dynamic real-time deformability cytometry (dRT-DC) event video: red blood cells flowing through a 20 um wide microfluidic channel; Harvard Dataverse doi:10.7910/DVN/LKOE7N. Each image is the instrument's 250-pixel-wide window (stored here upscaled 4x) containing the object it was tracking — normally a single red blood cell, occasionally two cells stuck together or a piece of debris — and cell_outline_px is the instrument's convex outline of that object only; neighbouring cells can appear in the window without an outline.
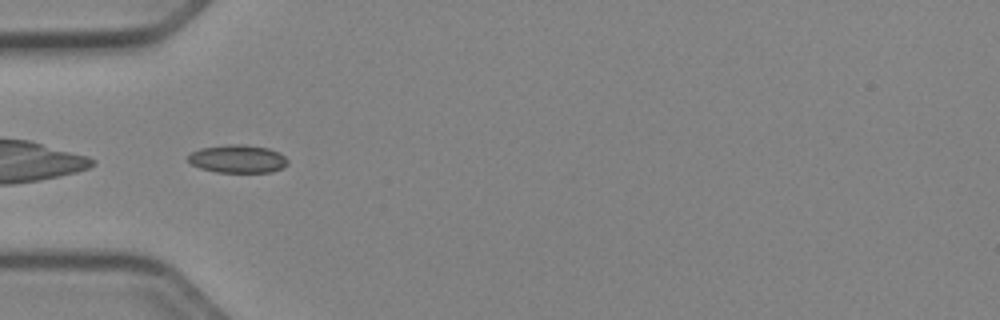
{"species": "Egyptian fruit bat (a non-hibernating species)", "species_latin": "Rousettus aegyptiacus", "temperature_condition": "cold", "stored_images_in_passage": 36, "camera_frame_rate_fps": 3000, "um_per_image_px": 0.085, "animal": {"sex": "female"}, "frame": {"image": 1, "passage_image": 1, "time_ms": 0.0, "image_size_px": [1000, 320], "cell_outline_px": [[288, 164], [272, 172], [216, 172], [200, 168], [192, 164], [188, 160], [188, 156], [192, 152], [200, 148], [228, 144], [244, 144], [268, 148], [280, 152], [288, 160]], "centroid_in_image_um": [20.21, 13.49], "position_along_channel_um": 64.8, "area_um2": 16.3}}
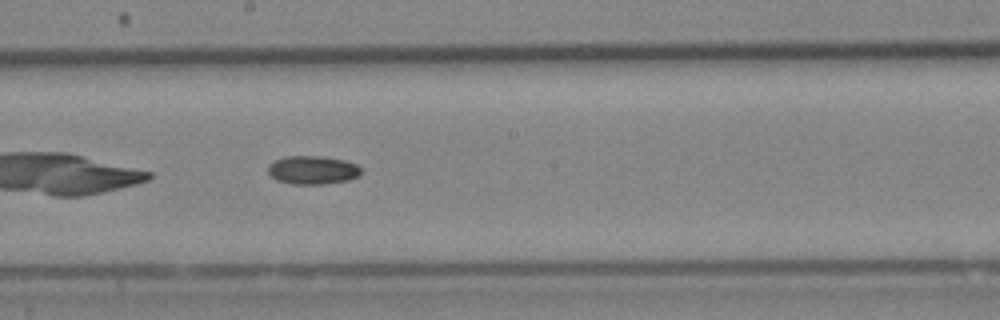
{"frame": {"image": 2, "passage_image": 13, "time_ms": 4.0, "image_size_px": [1000, 320], "cell_outline_px": [[360, 176], [348, 180], [324, 184], [292, 184], [276, 180], [268, 172], [268, 164], [284, 156], [320, 156], [344, 160], [356, 164], [360, 168]], "centroid_in_image_um": [26.56, 14.45], "position_along_channel_um": 221.6, "area_um2": 15.43}}
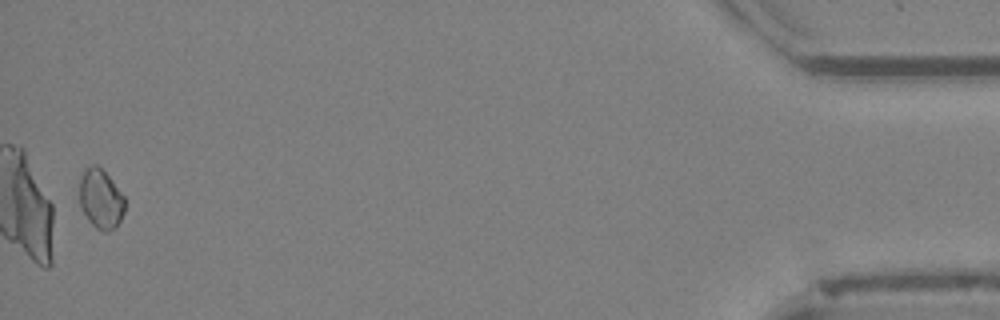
{"frame": {"image": 3, "passage_image": 35, "time_ms": 11.333, "image_size_px": [1000, 320], "cell_outline_px": [[124, 212], [120, 220], [108, 232], [104, 232], [96, 228], [88, 220], [80, 204], [80, 176], [84, 168], [92, 164], [96, 164], [112, 180], [124, 196]], "centroid_in_image_um": [8.55, 16.88], "position_along_channel_um": 426.7, "area_um2": 15.55}}